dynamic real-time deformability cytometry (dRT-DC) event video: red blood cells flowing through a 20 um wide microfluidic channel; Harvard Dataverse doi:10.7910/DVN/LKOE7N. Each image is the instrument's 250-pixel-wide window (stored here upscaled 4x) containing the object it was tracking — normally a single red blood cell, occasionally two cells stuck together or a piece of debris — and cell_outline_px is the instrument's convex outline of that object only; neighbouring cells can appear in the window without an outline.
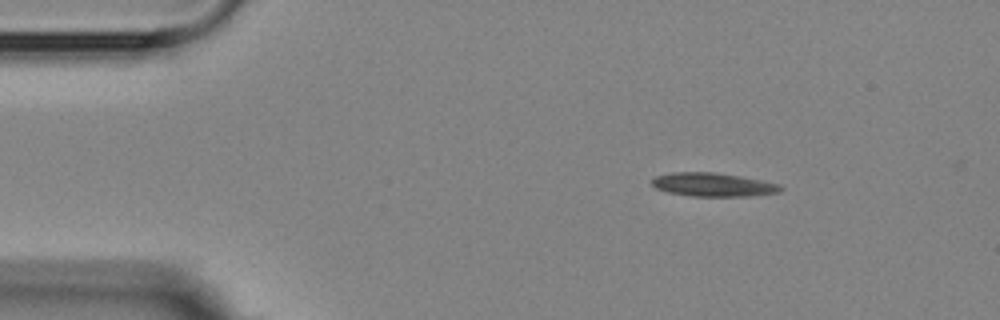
{"species": "Egyptian fruit bat (a non-hibernating species)", "species_latin": "Rousettus aegyptiacus", "temperature_condition": "room temperature", "stored_images_in_passage": 3, "camera_frame_rate_fps": 3000, "um_per_image_px": 0.085, "animal": {"sex": "female"}, "frame": {"image": 1, "passage_image": 1, "time_ms": 0.0, "image_size_px": [1000, 320], "cell_outline_px": [[784, 188], [780, 192], [752, 196], [692, 196], [668, 192], [656, 188], [652, 184], [652, 180], [656, 176], [672, 172], [712, 172], [740, 176], [780, 184]], "centroid_in_image_um": [60.64, 15.7], "position_along_channel_um": 24.4, "area_um2": 17.63}}